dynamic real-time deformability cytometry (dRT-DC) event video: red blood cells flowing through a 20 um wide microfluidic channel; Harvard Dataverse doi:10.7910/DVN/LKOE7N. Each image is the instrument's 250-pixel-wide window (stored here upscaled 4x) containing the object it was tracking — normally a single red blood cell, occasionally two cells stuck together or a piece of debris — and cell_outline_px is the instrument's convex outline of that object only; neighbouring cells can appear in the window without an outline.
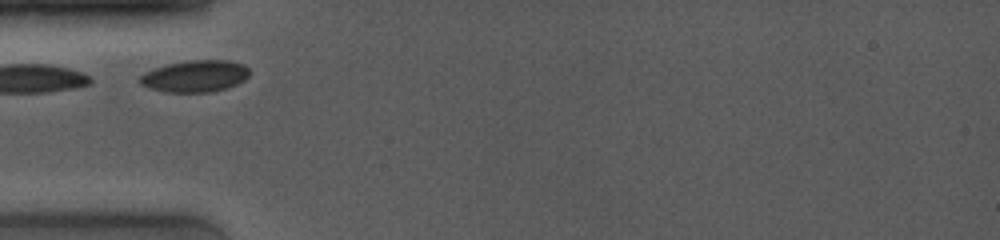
{"species": "common noctule bat (a hibernating species)", "species_latin": "Nyctalus noctula", "temperature_condition": "room temperature", "stored_images_in_passage": 19, "camera_frame_rate_fps": 4000, "um_per_image_px": 0.085, "animal": {"sex": "female", "body_mass_g": 19.0, "forearm_length_mm": 53.3}, "frame": {"image": 1, "passage_image": 1, "time_ms": 0.0, "image_size_px": [1000, 240], "cell_outline_px": [[252, 72], [244, 80], [228, 88], [212, 92], [164, 92], [148, 88], [140, 84], [140, 76], [144, 72], [168, 64], [188, 60], [228, 60], [240, 64], [248, 68]], "centroid_in_image_um": [16.59, 6.48], "position_along_channel_um": 68.4, "area_um2": 20.35}}